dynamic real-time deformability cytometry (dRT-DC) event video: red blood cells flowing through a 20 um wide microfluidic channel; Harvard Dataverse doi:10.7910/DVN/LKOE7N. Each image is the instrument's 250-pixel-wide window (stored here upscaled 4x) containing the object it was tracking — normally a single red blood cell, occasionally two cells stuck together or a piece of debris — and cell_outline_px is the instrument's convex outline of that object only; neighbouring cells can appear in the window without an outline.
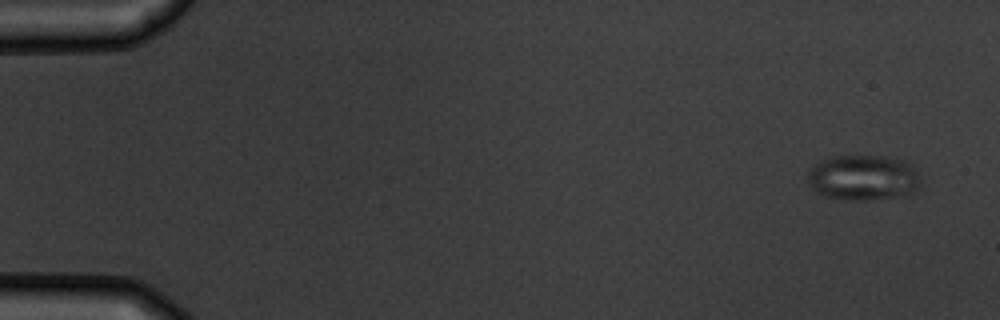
{"species": "common noctule bat (a hibernating species)", "species_latin": "Nyctalus noctula", "temperature_condition": "warm", "stored_images_in_passage": 5, "camera_frame_rate_fps": 3000, "um_per_image_px": 0.085, "animal": {"sex": "male", "body_mass_g": 19.5, "forearm_length_mm": 54.6}, "frame": {"image": 1, "passage_image": 1, "time_ms": 0.0, "image_size_px": [1000, 320], "cell_outline_px": [[920, 184], [908, 196], [864, 200], [844, 200], [828, 196], [816, 192], [812, 188], [808, 180], [808, 172], [820, 160], [828, 156], [884, 156], [904, 160], [912, 164], [920, 180]], "centroid_in_image_um": [73.39, 15.1], "position_along_channel_um": 11.6, "area_um2": 30.06}}